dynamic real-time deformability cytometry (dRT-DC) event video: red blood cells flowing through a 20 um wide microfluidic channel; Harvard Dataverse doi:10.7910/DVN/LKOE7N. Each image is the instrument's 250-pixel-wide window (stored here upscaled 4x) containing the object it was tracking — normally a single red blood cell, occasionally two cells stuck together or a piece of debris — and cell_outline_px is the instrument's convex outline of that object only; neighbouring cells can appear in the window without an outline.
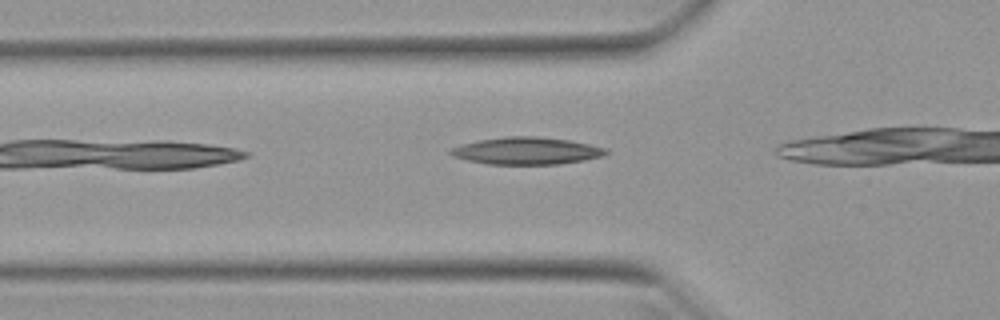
{"species": "Egyptian fruit bat (a non-hibernating species)", "species_latin": "Rousettus aegyptiacus", "temperature_condition": "warm", "stored_images_in_passage": 9, "camera_frame_rate_fps": 3000, "um_per_image_px": 0.085, "animal": {"sex": "female"}, "frame": {"image": 1, "passage_image": 4, "time_ms": 1.0, "image_size_px": [1000, 320], "cell_outline_px": [[608, 152], [604, 156], [584, 160], [560, 164], [488, 164], [468, 160], [452, 156], [448, 152], [452, 148], [476, 140], [504, 136], [536, 136], [568, 140], [608, 148]], "centroid_in_image_um": [44.77, 12.82], "position_along_channel_um": 81.0, "area_um2": 24.62}}
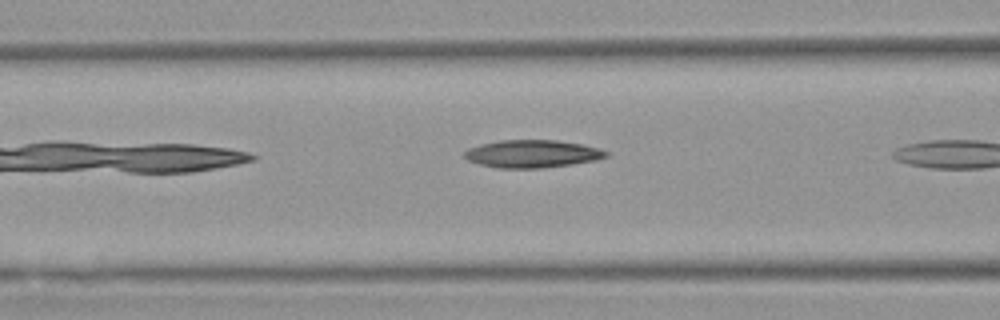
{"frame": {"image": 2, "passage_image": 7, "time_ms": 2.0, "image_size_px": [1000, 320], "cell_outline_px": [[608, 156], [596, 160], [572, 164], [544, 168], [496, 168], [480, 164], [468, 160], [464, 156], [464, 152], [468, 148], [480, 144], [500, 140], [556, 140], [580, 144], [600, 148], [608, 152]], "centroid_in_image_um": [45.23, 13.07], "position_along_channel_um": 121.4, "area_um2": 22.89}}